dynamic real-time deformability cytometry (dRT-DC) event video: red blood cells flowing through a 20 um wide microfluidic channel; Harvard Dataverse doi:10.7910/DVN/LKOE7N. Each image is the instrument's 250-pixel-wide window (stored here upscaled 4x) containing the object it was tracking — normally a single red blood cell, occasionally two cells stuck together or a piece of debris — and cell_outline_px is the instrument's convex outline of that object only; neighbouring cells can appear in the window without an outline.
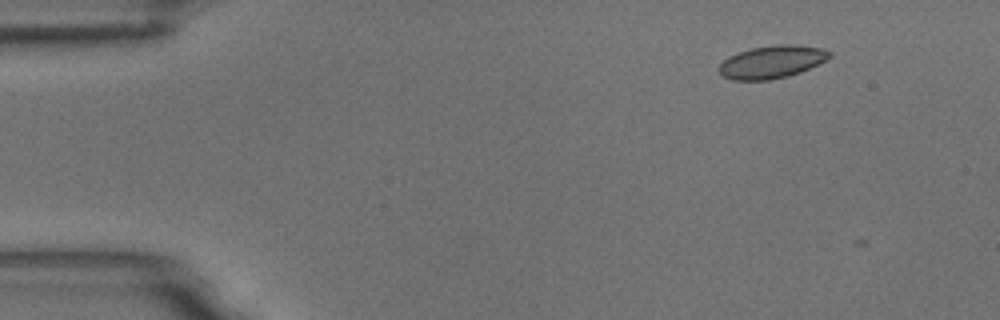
{"species": "common noctule bat (a hibernating species)", "species_latin": "Nyctalus noctula", "temperature_condition": "room temperature", "stored_images_in_passage": 4, "camera_frame_rate_fps": 3000, "um_per_image_px": 0.085, "animal": {"sex": "male", "body_mass_g": 18.8}, "frame": {"image": 1, "passage_image": 1, "time_ms": 0.0, "image_size_px": [1000, 320], "cell_outline_px": [[832, 56], [800, 72], [788, 76], [768, 80], [732, 80], [724, 76], [716, 68], [728, 56], [752, 48], [776, 44], [796, 44], [824, 48], [832, 52]], "centroid_in_image_um": [65.61, 5.25], "position_along_channel_um": 19.4, "area_um2": 21.04}}